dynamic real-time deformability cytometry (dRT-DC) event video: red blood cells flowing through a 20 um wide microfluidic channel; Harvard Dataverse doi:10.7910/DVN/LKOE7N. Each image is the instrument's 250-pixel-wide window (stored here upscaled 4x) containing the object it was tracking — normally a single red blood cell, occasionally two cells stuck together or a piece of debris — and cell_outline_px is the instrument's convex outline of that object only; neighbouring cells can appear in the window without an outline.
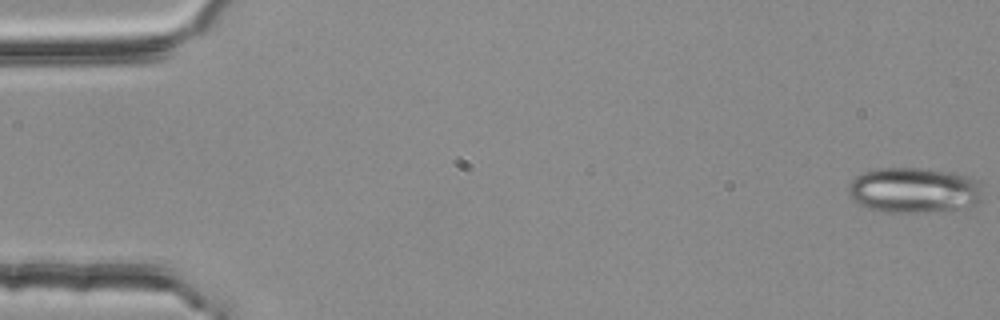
{"species": "common noctule bat (a hibernating species)", "species_latin": "Nyctalus noctula", "temperature_condition": "room temperature", "stored_images_in_passage": 4, "camera_frame_rate_fps": 3000, "um_per_image_px": 0.085, "animal": {"sex": "female", "body_mass_g": 25.1}, "frame": {"image": 1, "passage_image": 1, "time_ms": 0.0, "image_size_px": [1000, 320], "cell_outline_px": [[984, 200], [968, 208], [924, 212], [884, 212], [868, 208], [852, 200], [848, 192], [848, 184], [860, 172], [876, 168], [924, 168], [956, 172], [972, 176], [980, 180]], "centroid_in_image_um": [77.76, 16.15], "position_along_channel_um": 7.2, "area_um2": 36.59}}